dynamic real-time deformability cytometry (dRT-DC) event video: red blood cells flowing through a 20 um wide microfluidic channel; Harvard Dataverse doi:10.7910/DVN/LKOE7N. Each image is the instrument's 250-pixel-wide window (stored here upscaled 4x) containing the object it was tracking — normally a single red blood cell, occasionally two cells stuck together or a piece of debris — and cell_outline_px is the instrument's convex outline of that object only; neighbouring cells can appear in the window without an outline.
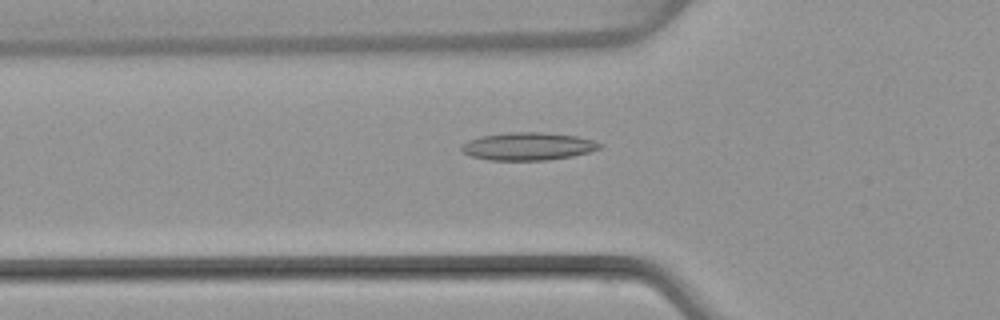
{"species": "common noctule bat (a hibernating species)", "species_latin": "Nyctalus noctula", "temperature_condition": "warm", "stored_images_in_passage": 43, "camera_frame_rate_fps": 3000, "um_per_image_px": 0.085, "animal": {"sex": "female", "body_mass_g": 22.7, "forearm_length_mm": 54.2}, "frame": {"image": 1, "passage_image": 16, "time_ms": 5.0, "image_size_px": [1000, 320], "cell_outline_px": [[604, 148], [572, 156], [548, 160], [488, 160], [472, 156], [464, 152], [460, 148], [460, 144], [468, 140], [480, 136], [508, 132], [544, 132], [576, 136], [592, 140], [604, 144]], "centroid_in_image_um": [44.89, 12.43], "position_along_channel_um": 80.9, "area_um2": 22.54}}
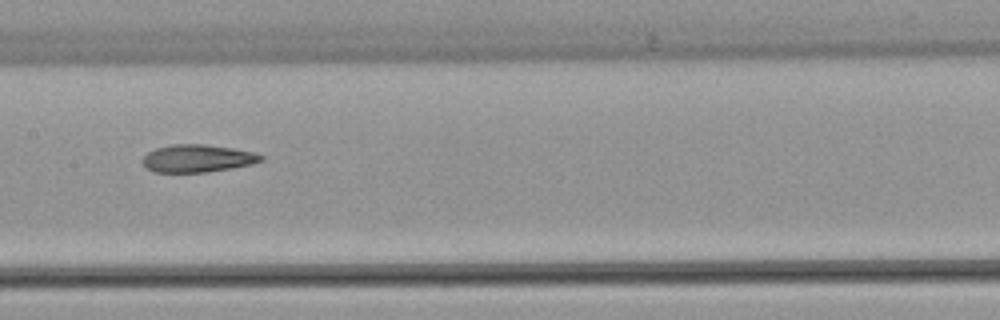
{"frame": {"image": 2, "passage_image": 24, "time_ms": 7.667, "image_size_px": [1000, 320], "cell_outline_px": [[264, 160], [252, 164], [232, 168], [204, 172], [152, 172], [140, 160], [148, 152], [156, 148], [172, 144], [204, 144], [232, 148], [252, 152], [264, 156]], "centroid_in_image_um": [16.78, 13.46], "position_along_channel_um": 190.6, "area_um2": 19.02}}
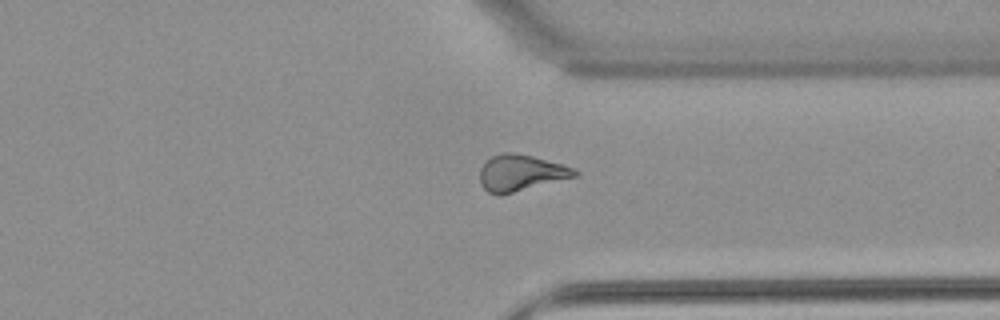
{"frame": {"image": 3, "passage_image": 37, "time_ms": 12.0, "image_size_px": [1000, 320], "cell_outline_px": [[580, 172], [576, 176], [500, 196], [488, 192], [480, 184], [480, 168], [492, 156], [504, 152], [512, 152], [532, 156], [564, 164]], "centroid_in_image_um": [44.26, 14.7], "position_along_channel_um": 367.1, "area_um2": 20.0}}